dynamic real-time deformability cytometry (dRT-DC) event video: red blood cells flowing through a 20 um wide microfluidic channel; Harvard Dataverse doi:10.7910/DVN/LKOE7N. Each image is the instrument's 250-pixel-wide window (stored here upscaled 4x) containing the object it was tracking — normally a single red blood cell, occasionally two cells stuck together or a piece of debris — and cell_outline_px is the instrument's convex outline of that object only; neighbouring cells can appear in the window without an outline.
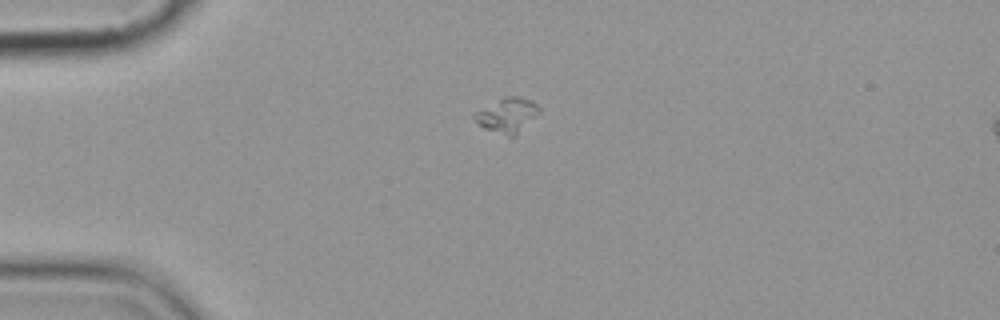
{"species": "common noctule bat (a hibernating species)", "species_latin": "Nyctalus noctula", "temperature_condition": "cold", "stored_images_in_passage": 6, "camera_frame_rate_fps": 3000, "um_per_image_px": 0.085, "animal": {"sex": "female", "body_mass_g": 19.9}, "frame": {"image": 1, "passage_image": 6, "time_ms": 6.0, "image_size_px": [1000, 320], "cell_outline_px": [[540, 112], [516, 136], [508, 136], [484, 128], [472, 116], [476, 112], [504, 96], [516, 96], [532, 100], [540, 108]], "centroid_in_image_um": [43.15, 9.79], "position_along_channel_um": 41.8, "area_um2": 12.83}}